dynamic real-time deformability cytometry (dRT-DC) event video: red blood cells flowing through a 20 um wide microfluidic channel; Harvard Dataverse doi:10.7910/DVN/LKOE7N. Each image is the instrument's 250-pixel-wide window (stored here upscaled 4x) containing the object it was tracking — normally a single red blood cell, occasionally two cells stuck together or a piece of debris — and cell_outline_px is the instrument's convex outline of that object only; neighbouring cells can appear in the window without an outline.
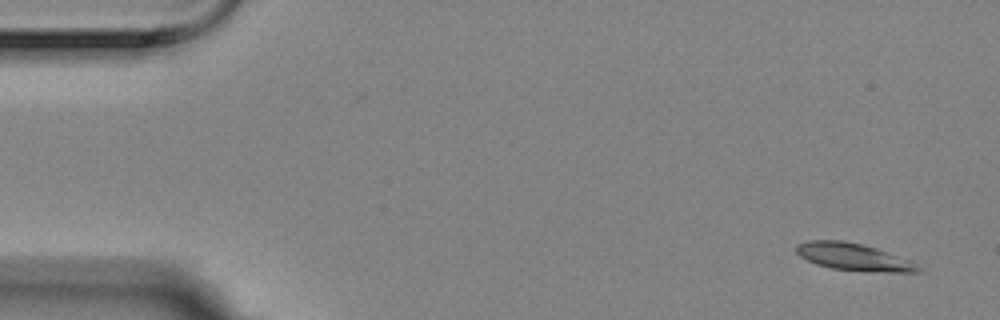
{"species": "Egyptian fruit bat (a non-hibernating species)", "species_latin": "Rousettus aegyptiacus", "temperature_condition": "room temperature", "stored_images_in_passage": 5, "segment_of_instrument_passage": [1, 2], "camera_frame_rate_fps": 3000, "um_per_image_px": 0.085, "animal": {"sex": "female"}, "frame": {"image": 1, "passage_image": 1, "time_ms": 0.0, "image_size_px": [1000, 320], "cell_outline_px": [[920, 268], [916, 272], [888, 272], [832, 268], [816, 264], [800, 256], [796, 252], [796, 244], [808, 240], [840, 240], [860, 244], [876, 248], [912, 260]], "centroid_in_image_um": [72.53, 21.82], "position_along_channel_um": 12.5, "area_um2": 19.02}}
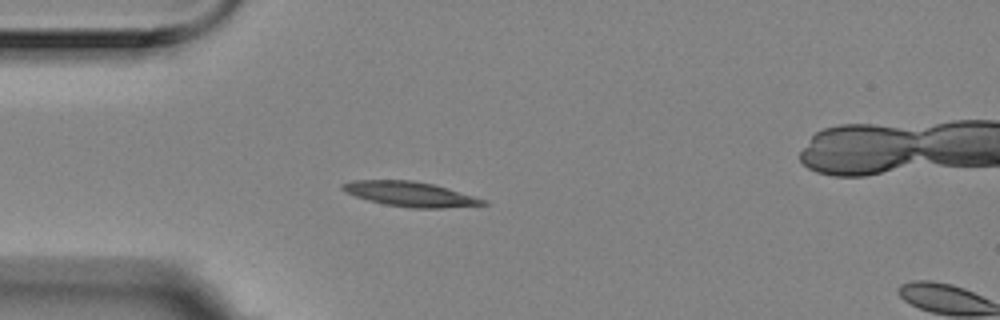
{"frame": {"image": 2, "passage_image": 4, "time_ms": 1.0, "image_size_px": [1000, 320], "cell_outline_px": [[488, 204], [444, 208], [412, 208], [384, 204], [368, 200], [344, 192], [340, 188], [340, 184], [352, 180], [412, 180], [432, 184], [488, 200]], "centroid_in_image_um": [34.83, 16.49], "position_along_channel_um": 50.2, "area_um2": 20.29}}